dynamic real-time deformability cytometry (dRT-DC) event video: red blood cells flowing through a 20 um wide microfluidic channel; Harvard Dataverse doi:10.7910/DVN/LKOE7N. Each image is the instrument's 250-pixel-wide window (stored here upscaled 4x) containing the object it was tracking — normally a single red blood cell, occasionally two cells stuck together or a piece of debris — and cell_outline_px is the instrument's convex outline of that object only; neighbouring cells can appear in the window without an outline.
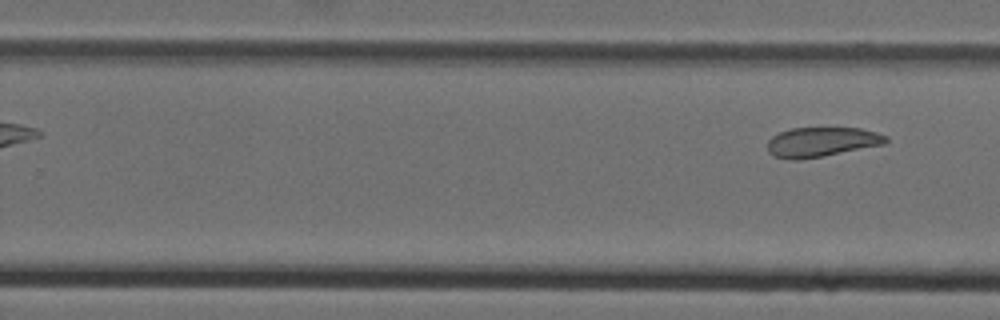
{"species": "Egyptian fruit bat (a non-hibernating species)", "species_latin": "Rousettus aegyptiacus", "temperature_condition": "cold", "stored_images_in_passage": 9, "segment_of_instrument_passage": [2, 2], "camera_frame_rate_fps": 3000, "um_per_image_px": 0.085, "animal": {"sex": "female"}, "frame": {"image": 1, "passage_image": 9, "time_ms": 10.333, "image_size_px": [1000, 320], "cell_outline_px": [[888, 140], [884, 144], [800, 160], [792, 160], [776, 156], [768, 152], [768, 140], [772, 136], [780, 132], [792, 128], [860, 128], [876, 132], [888, 136]], "centroid_in_image_um": [69.83, 12.06], "position_along_channel_um": 260.0, "area_um2": 20.23}}